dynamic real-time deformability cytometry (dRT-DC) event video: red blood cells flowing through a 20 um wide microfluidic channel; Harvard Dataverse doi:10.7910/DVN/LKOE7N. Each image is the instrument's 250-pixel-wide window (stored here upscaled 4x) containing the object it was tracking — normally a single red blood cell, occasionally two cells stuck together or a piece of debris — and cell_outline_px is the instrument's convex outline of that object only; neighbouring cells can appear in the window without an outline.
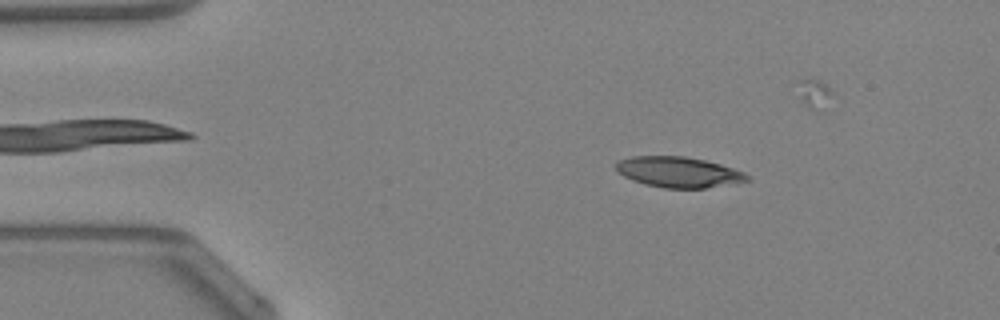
{"species": "Egyptian fruit bat (a non-hibernating species)", "species_latin": "Rousettus aegyptiacus", "temperature_condition": "warm", "stored_images_in_passage": 39, "camera_frame_rate_fps": 3000, "um_per_image_px": 0.085, "animal": {"sex": "female"}, "frame": {"image": 1, "passage_image": 8, "time_ms": 2.333, "image_size_px": [1000, 320], "cell_outline_px": [[752, 180], [704, 188], [664, 188], [644, 184], [632, 180], [616, 172], [616, 164], [620, 160], [632, 156], [684, 156], [704, 160], [720, 164], [744, 172]], "centroid_in_image_um": [57.66, 14.63], "position_along_channel_um": 27.3, "area_um2": 23.29}}
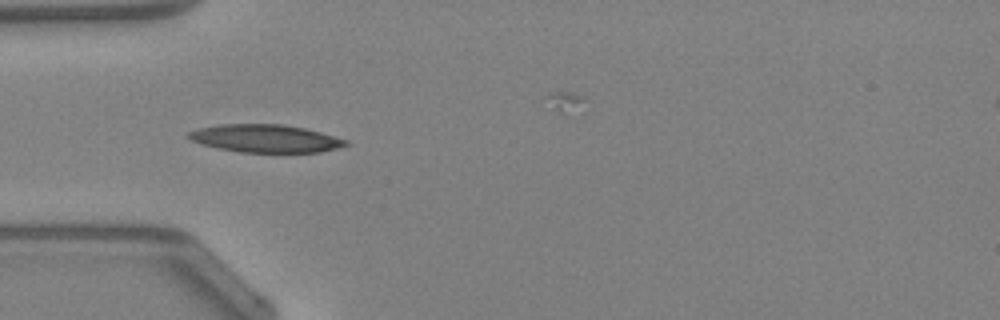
{"frame": {"image": 2, "passage_image": 15, "time_ms": 4.667, "image_size_px": [1000, 320], "cell_outline_px": [[348, 144], [336, 148], [320, 152], [240, 152], [216, 148], [200, 144], [184, 136], [188, 132], [200, 128], [220, 124], [284, 124], [304, 128], [320, 132], [348, 140]], "centroid_in_image_um": [22.52, 11.77], "position_along_channel_um": 62.5, "area_um2": 25.49}}
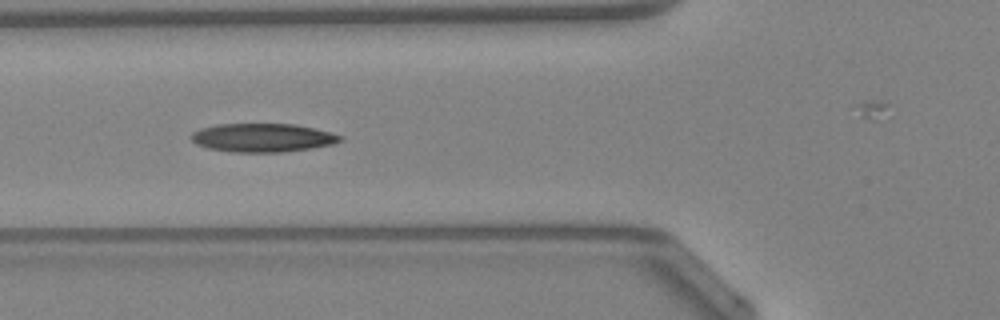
{"frame": {"image": 3, "passage_image": 18, "time_ms": 5.667, "image_size_px": [1000, 320], "cell_outline_px": [[344, 140], [332, 144], [312, 148], [280, 152], [232, 152], [208, 148], [196, 144], [188, 136], [192, 132], [200, 128], [216, 124], [296, 124], [344, 136]], "centroid_in_image_um": [22.29, 11.7], "position_along_channel_um": 103.5, "area_um2": 24.85}}